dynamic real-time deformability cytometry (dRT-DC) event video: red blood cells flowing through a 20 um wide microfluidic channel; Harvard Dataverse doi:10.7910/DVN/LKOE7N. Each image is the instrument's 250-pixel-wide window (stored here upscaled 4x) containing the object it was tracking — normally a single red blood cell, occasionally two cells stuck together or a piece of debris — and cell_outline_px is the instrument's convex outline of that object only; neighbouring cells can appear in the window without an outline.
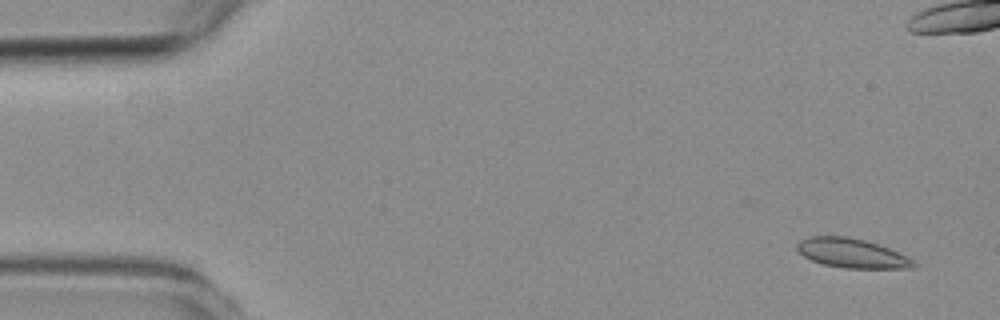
{"species": "common noctule bat (a hibernating species)", "species_latin": "Nyctalus noctula", "temperature_condition": "room temperature", "stored_images_in_passage": 4, "camera_frame_rate_fps": 3000, "um_per_image_px": 0.085, "animal": {"sex": "female", "body_mass_g": 19.3, "forearm_length_mm": 54.1}, "frame": {"image": 1, "passage_image": 1, "time_ms": 0.0, "image_size_px": [1000, 320], "cell_outline_px": [[916, 268], [844, 268], [824, 264], [812, 260], [804, 256], [796, 248], [796, 244], [800, 240], [808, 236], [848, 236], [864, 240], [888, 248], [916, 260]], "centroid_in_image_um": [72.42, 21.52], "position_along_channel_um": 12.6, "area_um2": 19.88}}